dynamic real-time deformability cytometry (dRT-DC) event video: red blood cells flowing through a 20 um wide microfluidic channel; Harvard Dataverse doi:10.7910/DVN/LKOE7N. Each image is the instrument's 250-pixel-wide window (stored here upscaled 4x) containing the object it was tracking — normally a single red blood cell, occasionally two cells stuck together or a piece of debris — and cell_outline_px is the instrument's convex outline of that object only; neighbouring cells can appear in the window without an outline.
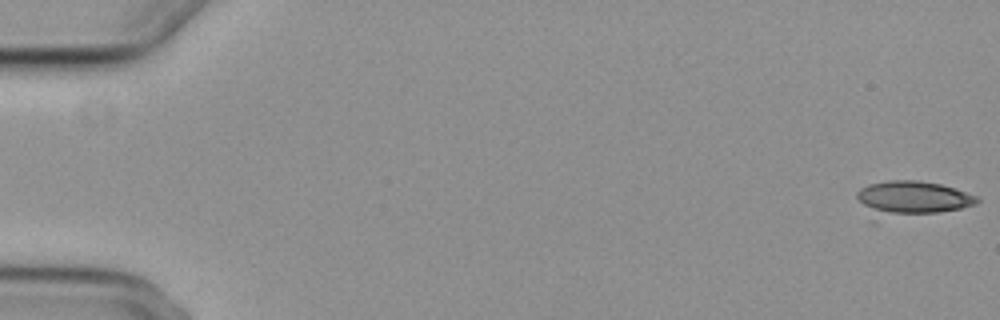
{"species": "common noctule bat (a hibernating species)", "species_latin": "Nyctalus noctula", "temperature_condition": "cold", "stored_images_in_passage": 8, "camera_frame_rate_fps": 3000, "um_per_image_px": 0.085, "animal": {"sex": "female", "body_mass_g": 29.2, "forearm_length_mm": 56.3}, "frame": {"image": 1, "passage_image": 1, "time_ms": 0.0, "image_size_px": [1000, 320], "cell_outline_px": [[980, 200], [976, 204], [960, 208], [940, 212], [880, 212], [864, 204], [856, 196], [856, 192], [860, 188], [868, 184], [888, 180], [916, 180], [940, 184], [976, 196]], "centroid_in_image_um": [77.64, 16.73], "position_along_channel_um": 7.4, "area_um2": 21.85}}
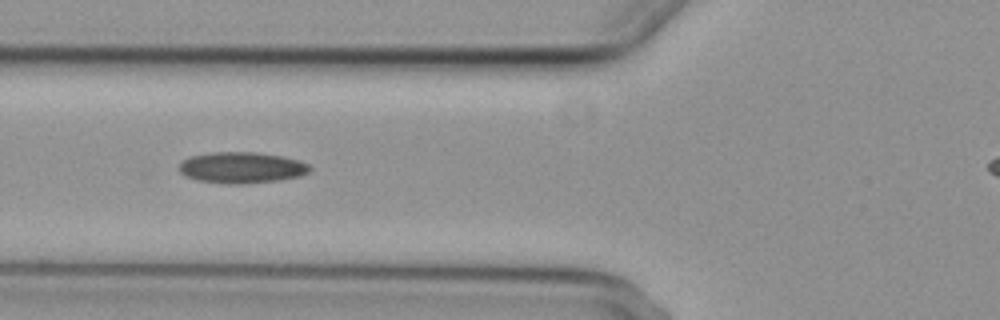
{"frame": {"image": 2, "passage_image": 7, "time_ms": 7.0, "image_size_px": [1000, 320], "cell_outline_px": [[312, 168], [308, 172], [300, 176], [280, 180], [240, 184], [224, 184], [196, 180], [184, 176], [180, 172], [180, 164], [184, 160], [192, 156], [212, 152], [256, 152], [280, 156], [296, 160], [308, 164]], "centroid_in_image_um": [20.52, 14.26], "position_along_channel_um": 105.3, "area_um2": 23.64}}
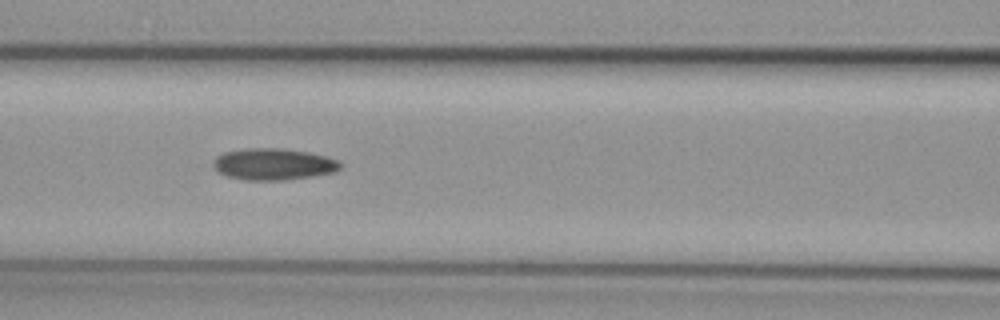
{"frame": {"image": 3, "passage_image": 8, "time_ms": 8.0, "image_size_px": [1000, 320], "cell_outline_px": [[344, 164], [336, 172], [312, 176], [284, 180], [244, 180], [228, 176], [220, 172], [212, 164], [216, 156], [224, 152], [244, 148], [284, 148], [308, 152], [328, 156], [340, 160]], "centroid_in_image_um": [23.3, 13.94], "position_along_channel_um": 143.3, "area_um2": 23.64}}